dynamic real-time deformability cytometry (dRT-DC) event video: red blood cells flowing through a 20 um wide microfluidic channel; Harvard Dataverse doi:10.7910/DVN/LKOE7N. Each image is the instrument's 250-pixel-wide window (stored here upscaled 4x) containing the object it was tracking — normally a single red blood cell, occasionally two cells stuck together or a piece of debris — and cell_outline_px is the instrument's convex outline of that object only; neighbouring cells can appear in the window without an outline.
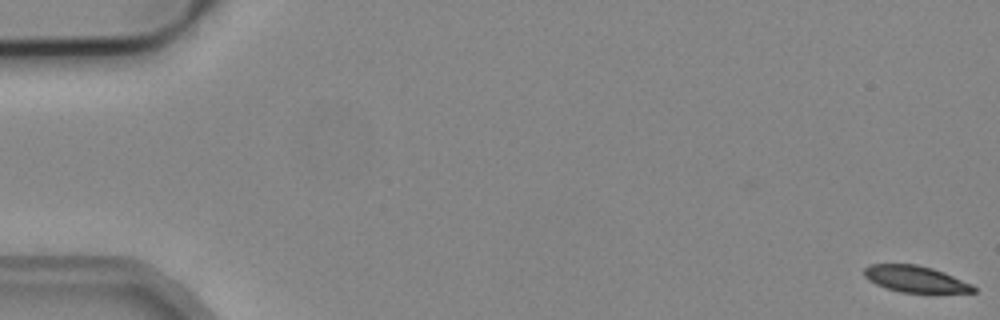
{"species": "common noctule bat (a hibernating species)", "species_latin": "Nyctalus noctula", "temperature_condition": "cold", "stored_images_in_passage": 5, "camera_frame_rate_fps": 3000, "um_per_image_px": 0.085, "animal": {"sex": "male", "body_mass_g": 19.2, "forearm_length_mm": 51.8}, "frame": {"image": 1, "passage_image": 1, "time_ms": 0.0, "image_size_px": [1000, 320], "cell_outline_px": [[976, 292], [900, 292], [876, 284], [868, 280], [864, 276], [864, 268], [868, 264], [916, 264], [932, 268], [944, 272], [972, 284], [976, 288]], "centroid_in_image_um": [77.79, 23.7], "position_along_channel_um": 7.2, "area_um2": 16.7}}